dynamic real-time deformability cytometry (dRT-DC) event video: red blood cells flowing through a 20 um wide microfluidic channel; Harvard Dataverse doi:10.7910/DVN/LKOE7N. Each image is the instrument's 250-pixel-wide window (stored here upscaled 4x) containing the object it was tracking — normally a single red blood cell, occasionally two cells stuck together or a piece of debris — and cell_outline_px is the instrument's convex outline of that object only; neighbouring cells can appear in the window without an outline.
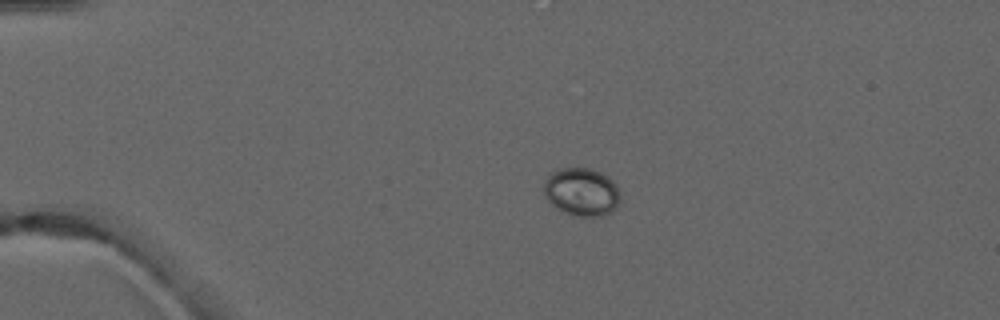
{"species": "common noctule bat (a hibernating species)", "species_latin": "Nyctalus noctula", "temperature_condition": "warm", "stored_images_in_passage": 3, "camera_frame_rate_fps": 3000, "um_per_image_px": 0.085, "animal": {"sex": "male", "forearm_length_mm": 52.5}, "frame": {"image": 1, "passage_image": 1, "time_ms": 0.0, "image_size_px": [1000, 320], "cell_outline_px": [[620, 200], [616, 208], [612, 212], [604, 216], [576, 216], [564, 212], [556, 208], [544, 196], [544, 180], [552, 172], [560, 168], [588, 168], [600, 172], [608, 176], [616, 184], [620, 192]], "centroid_in_image_um": [49.45, 16.32], "position_along_channel_um": 35.5, "area_um2": 21.62}}